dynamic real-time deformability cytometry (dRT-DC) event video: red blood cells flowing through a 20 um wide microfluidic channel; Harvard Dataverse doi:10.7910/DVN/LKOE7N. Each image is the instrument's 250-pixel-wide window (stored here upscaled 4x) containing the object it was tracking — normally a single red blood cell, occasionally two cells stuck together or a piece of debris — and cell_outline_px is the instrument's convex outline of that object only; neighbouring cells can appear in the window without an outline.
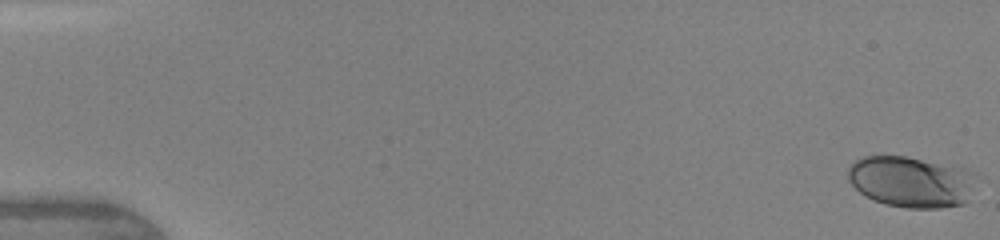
{"species": "human", "species_latin": "Homo sapiens", "temperature_condition": "warm", "stored_images_in_passage": 47, "camera_frame_rate_fps": 3000, "um_per_image_px": 0.085, "donor": {"sex": "female"}, "frame": {"image": 1, "passage_image": 1, "time_ms": 0.0, "image_size_px": [1000, 240], "cell_outline_px": [[968, 200], [964, 204], [940, 208], [908, 208], [884, 204], [872, 200], [864, 196], [848, 180], [848, 168], [856, 160], [864, 156], [908, 156], [964, 168], [968, 172]], "centroid_in_image_um": [77.31, 15.45], "position_along_channel_um": 7.7, "area_um2": 37.4}}
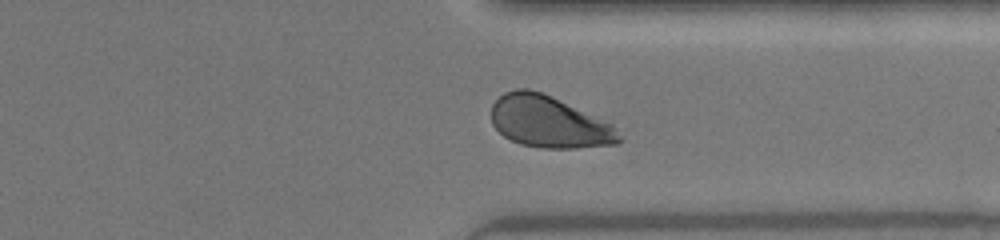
{"frame": {"image": 2, "passage_image": 37, "time_ms": 12.0, "image_size_px": [1000, 240], "cell_outline_px": [[620, 144], [576, 148], [540, 148], [520, 144], [504, 136], [492, 124], [492, 104], [504, 92], [516, 88], [528, 88], [552, 96], [612, 124], [620, 136]], "centroid_in_image_um": [46.65, 10.36], "position_along_channel_um": 364.8, "area_um2": 38.38}}
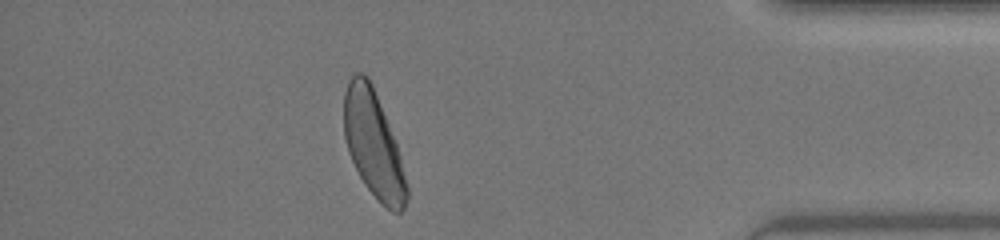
{"frame": {"image": 3, "passage_image": 42, "time_ms": 13.667, "image_size_px": [1000, 240], "cell_outline_px": [[408, 200], [404, 208], [400, 212], [392, 212], [380, 204], [364, 184], [348, 152], [344, 136], [344, 92], [348, 80], [356, 72], [360, 72], [368, 76], [372, 84], [396, 144], [400, 156], [408, 184]], "centroid_in_image_um": [31.74, 12.3], "position_along_channel_um": 403.5, "area_um2": 38.78}, "authors_computed_cell_mechanics": {"area_um2": 38.8994, "velocity_mm_per_s": 4.3576, "shape_relaxation_time_tau1_ms": 2.677, "shape_relaxation_time_tau2_ms": null, "deformation_change_tau1": 0.1333, "deformation_change_tau2": null}}